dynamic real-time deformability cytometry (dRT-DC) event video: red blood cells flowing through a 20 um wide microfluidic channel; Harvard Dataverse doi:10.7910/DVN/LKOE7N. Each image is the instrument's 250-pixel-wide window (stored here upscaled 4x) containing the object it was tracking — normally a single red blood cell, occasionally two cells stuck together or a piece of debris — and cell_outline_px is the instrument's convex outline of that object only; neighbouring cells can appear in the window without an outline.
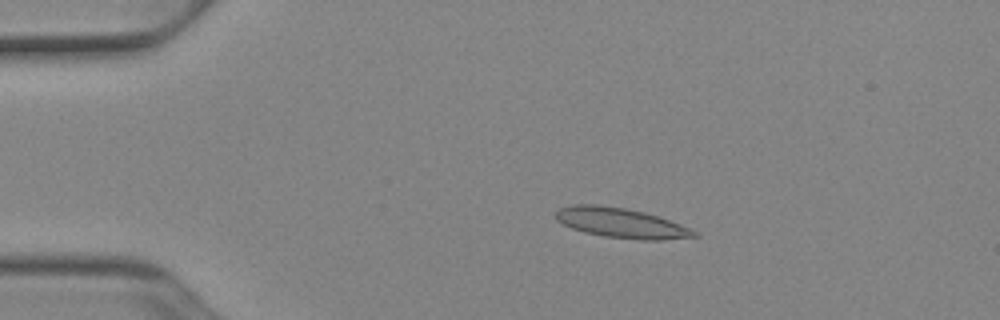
{"species": "Egyptian fruit bat (a non-hibernating species)", "species_latin": "Rousettus aegyptiacus", "temperature_condition": "cold", "stored_images_in_passage": 52, "camera_frame_rate_fps": 3000, "um_per_image_px": 0.085, "animal": {"sex": "female"}, "frame": {"image": 1, "passage_image": 10, "time_ms": 3.0, "image_size_px": [1000, 320], "cell_outline_px": [[700, 236], [660, 240], [640, 240], [604, 236], [584, 232], [572, 228], [556, 220], [556, 212], [560, 208], [572, 204], [596, 204], [624, 208], [644, 212], [668, 220], [688, 228], [696, 232]], "centroid_in_image_um": [52.75, 18.95], "position_along_channel_um": 32.2, "area_um2": 23.81}}
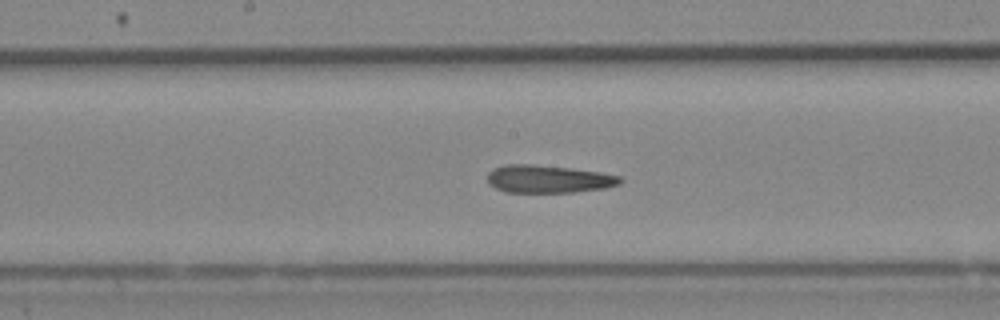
{"frame": {"image": 2, "passage_image": 27, "time_ms": 8.667, "image_size_px": [1000, 320], "cell_outline_px": [[624, 180], [620, 184], [604, 188], [572, 192], [504, 192], [488, 184], [488, 172], [492, 168], [504, 164], [532, 164], [572, 168], [600, 172], [620, 176]], "centroid_in_image_um": [46.59, 15.21], "position_along_channel_um": 201.6, "area_um2": 21.62}}
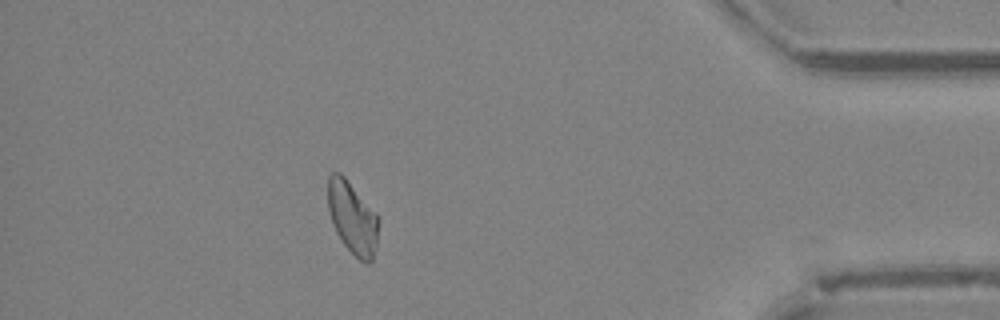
{"frame": {"image": 3, "passage_image": 46, "time_ms": 15.0, "image_size_px": [1000, 320], "cell_outline_px": [[380, 220], [376, 244], [372, 260], [368, 264], [360, 260], [344, 244], [336, 232], [332, 224], [328, 208], [328, 176], [332, 172], [340, 172], [344, 176], [376, 212]], "centroid_in_image_um": [29.96, 18.49], "position_along_channel_um": 405.2, "area_um2": 21.33}, "authors_computed_cell_mechanics": {"area_um2": 22.2819, "velocity_mm_per_s": 3.8985, "shape_relaxation_time_tau1_ms": null, "shape_relaxation_time_tau2_ms": 4.7517, "deformation_change_tau1": null, "deformation_change_tau2": 0.1254}}